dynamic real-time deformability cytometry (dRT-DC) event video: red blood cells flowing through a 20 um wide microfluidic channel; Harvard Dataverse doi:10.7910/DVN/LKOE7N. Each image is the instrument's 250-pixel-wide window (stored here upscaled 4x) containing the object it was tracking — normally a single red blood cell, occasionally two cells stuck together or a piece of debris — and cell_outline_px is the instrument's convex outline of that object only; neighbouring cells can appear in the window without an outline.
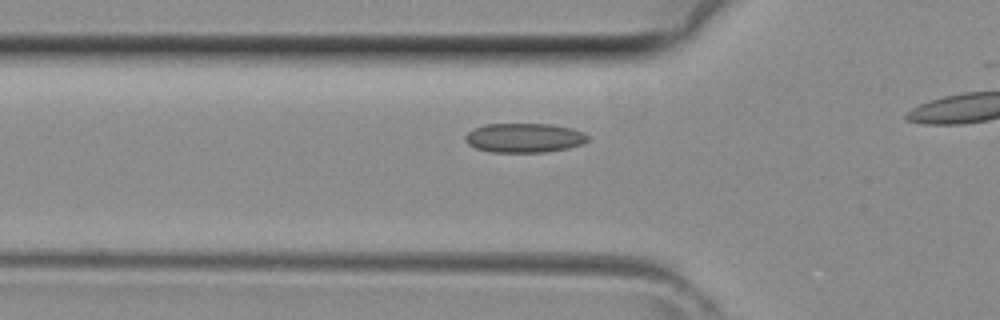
{"species": "common noctule bat (a hibernating species)", "species_latin": "Nyctalus noctula", "temperature_condition": "room temperature", "stored_images_in_passage": 14, "camera_frame_rate_fps": 3000, "um_per_image_px": 0.085, "animal": {"sex": "female", "body_mass_g": 29.2, "forearm_length_mm": 56.3}, "frame": {"image": 1, "passage_image": 7, "time_ms": 2.0, "image_size_px": [1000, 320], "cell_outline_px": [[588, 140], [584, 144], [568, 148], [544, 152], [492, 152], [476, 148], [468, 144], [464, 140], [464, 136], [472, 128], [484, 124], [552, 124], [572, 128], [584, 132], [588, 136]], "centroid_in_image_um": [44.56, 11.71], "position_along_channel_um": 81.2, "area_um2": 21.15}}
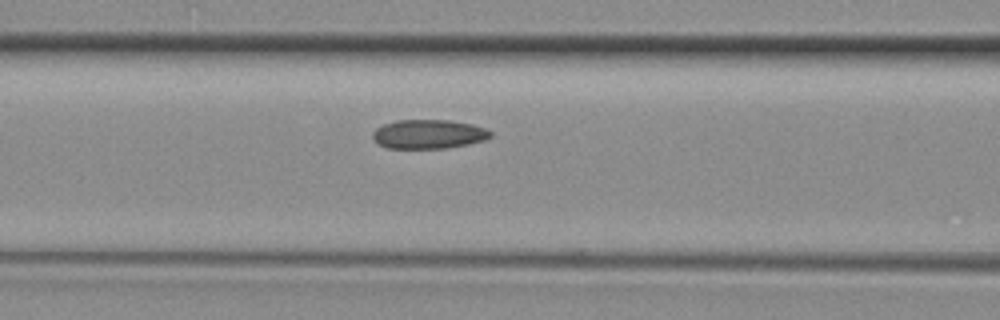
{"frame": {"image": 2, "passage_image": 10, "time_ms": 3.0, "image_size_px": [1000, 320], "cell_outline_px": [[492, 136], [484, 140], [468, 144], [448, 148], [388, 148], [376, 144], [372, 140], [372, 132], [376, 128], [384, 124], [396, 120], [448, 120], [472, 124], [484, 128], [492, 132]], "centroid_in_image_um": [36.39, 11.4], "position_along_channel_um": 130.2, "area_um2": 20.11}}
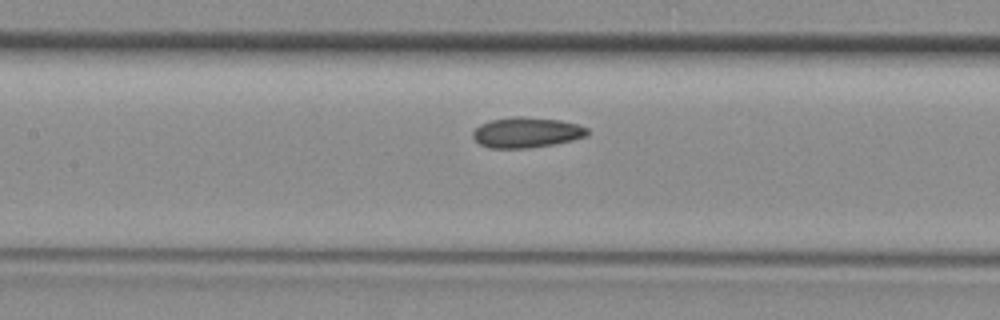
{"frame": {"image": 3, "passage_image": 12, "time_ms": 3.667, "image_size_px": [1000, 320], "cell_outline_px": [[588, 136], [556, 144], [528, 148], [488, 148], [480, 144], [472, 136], [472, 132], [480, 124], [492, 120], [512, 116], [524, 116], [560, 120], [576, 124], [588, 128]], "centroid_in_image_um": [44.76, 11.26], "position_along_channel_um": 162.6, "area_um2": 20.4}}